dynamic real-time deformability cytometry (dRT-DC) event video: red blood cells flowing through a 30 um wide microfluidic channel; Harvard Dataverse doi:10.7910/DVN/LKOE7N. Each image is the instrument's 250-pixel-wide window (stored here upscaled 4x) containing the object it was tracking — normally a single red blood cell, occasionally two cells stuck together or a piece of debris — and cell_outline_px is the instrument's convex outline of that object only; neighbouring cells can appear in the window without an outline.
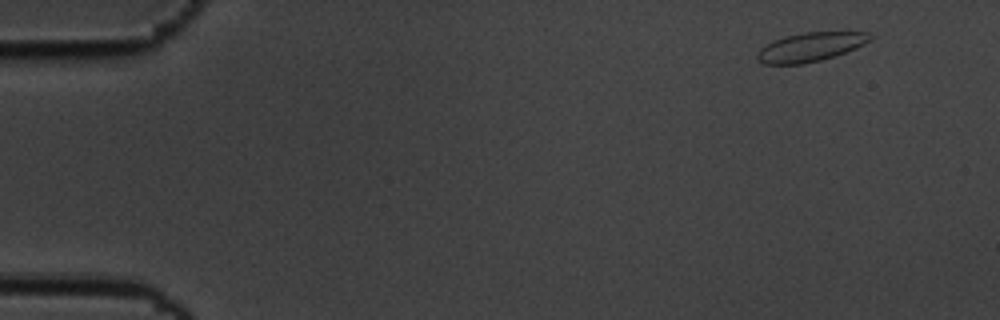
{"species": "common noctule bat (a hibernating species)", "species_latin": "Nyctalus noctula", "temperature_condition": "cold", "stored_images_in_passage": 11, "camera_frame_rate_fps": 3000, "um_per_image_px": 0.085, "animal": {"sex": "male", "body_mass_g": 19.5, "forearm_length_mm": 54.6}, "frame": {"image": 1, "passage_image": 1, "time_ms": 0.0, "image_size_px": [1000, 320], "cell_outline_px": [[872, 40], [856, 48], [820, 60], [804, 64], [764, 64], [756, 56], [756, 52], [764, 44], [772, 40], [784, 36], [804, 32], [868, 32], [872, 36]], "centroid_in_image_um": [68.85, 3.98], "position_along_channel_um": 16.2, "area_um2": 19.07}}